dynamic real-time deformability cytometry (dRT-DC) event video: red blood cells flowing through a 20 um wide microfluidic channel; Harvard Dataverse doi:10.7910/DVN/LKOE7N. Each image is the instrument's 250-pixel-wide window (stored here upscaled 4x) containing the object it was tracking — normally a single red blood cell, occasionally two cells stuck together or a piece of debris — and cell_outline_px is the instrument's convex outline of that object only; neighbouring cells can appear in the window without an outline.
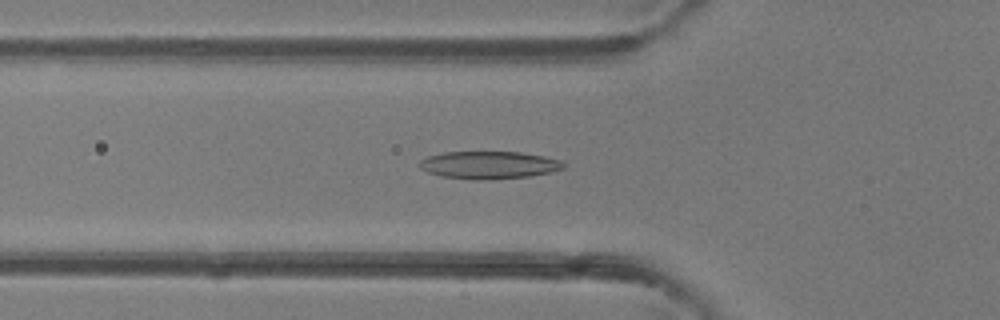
{"species": "common noctule bat (a hibernating species)", "species_latin": "Nyctalus noctula", "temperature_condition": "room temperature", "stored_images_in_passage": 47, "camera_frame_rate_fps": 3000, "um_per_image_px": 0.085, "animal": {"sex": "female"}, "frame": {"image": 1, "passage_image": 16, "time_ms": 5.0, "image_size_px": [1000, 320], "cell_outline_px": [[564, 168], [552, 172], [528, 176], [488, 180], [476, 180], [440, 176], [428, 172], [420, 168], [420, 160], [428, 156], [444, 152], [520, 152], [544, 156], [560, 160], [564, 164]], "centroid_in_image_um": [41.56, 14.03], "position_along_channel_um": 84.2, "area_um2": 23.12}}
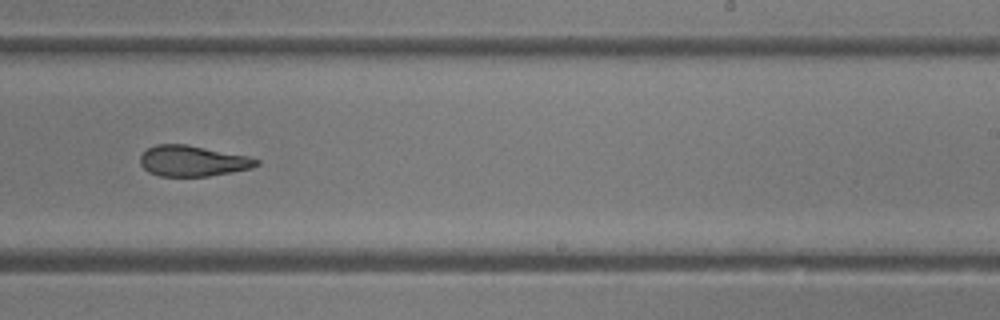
{"frame": {"image": 2, "passage_image": 29, "time_ms": 9.333, "image_size_px": [1000, 320], "cell_outline_px": [[260, 164], [252, 168], [232, 172], [208, 176], [160, 176], [148, 172], [140, 164], [140, 156], [148, 148], [156, 144], [184, 144], [248, 156], [260, 160]], "centroid_in_image_um": [16.38, 13.68], "position_along_channel_um": 272.6, "area_um2": 20.75}}
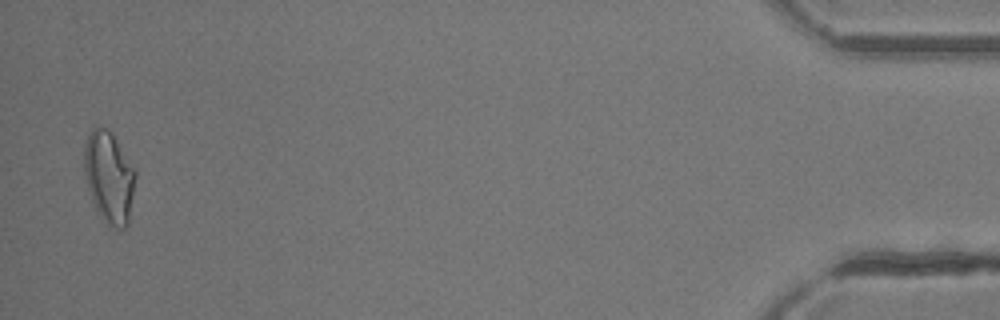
{"frame": {"image": 3, "passage_image": 46, "time_ms": 15.0, "image_size_px": [1000, 320], "cell_outline_px": [[136, 176], [128, 224], [124, 228], [108, 228], [96, 208], [92, 200], [88, 188], [84, 172], [84, 144], [92, 128], [96, 124], [108, 128], [112, 132], [136, 172]], "centroid_in_image_um": [9.26, 15.04], "position_along_channel_um": 425.9, "area_um2": 27.51}, "authors_computed_cell_mechanics": {"area_um2": 22.7732, "velocity_mm_per_s": 4.3308, "shape_relaxation_time_tau1_ms": null, "shape_relaxation_time_tau2_ms": 4.0728, "deformation_change_tau1": null, "deformation_change_tau2": 0.1321}}